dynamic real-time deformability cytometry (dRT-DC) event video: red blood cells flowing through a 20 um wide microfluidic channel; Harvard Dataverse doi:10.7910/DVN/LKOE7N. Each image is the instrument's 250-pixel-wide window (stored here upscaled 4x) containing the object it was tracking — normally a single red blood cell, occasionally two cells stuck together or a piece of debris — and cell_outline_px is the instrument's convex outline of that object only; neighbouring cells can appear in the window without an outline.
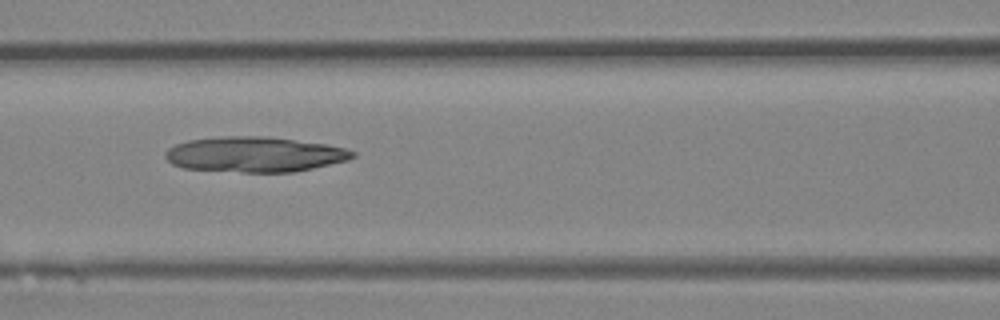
{"species": "Egyptian fruit bat (a non-hibernating species)", "species_latin": "Rousettus aegyptiacus", "temperature_condition": "room temperature", "stored_images_in_passage": 29, "camera_frame_rate_fps": 3000, "um_per_image_px": 0.085, "animal": {"sex": "female"}, "frame": {"image": 1, "passage_image": 11, "time_ms": 3.333, "image_size_px": [1000, 320], "cell_outline_px": [[356, 156], [348, 160], [296, 172], [240, 172], [184, 168], [172, 164], [164, 156], [164, 152], [168, 148], [176, 144], [188, 140], [224, 136], [268, 136], [324, 144], [348, 148], [356, 152]], "centroid_in_image_um": [21.66, 13.12], "position_along_channel_um": 144.9, "area_um2": 38.67}}
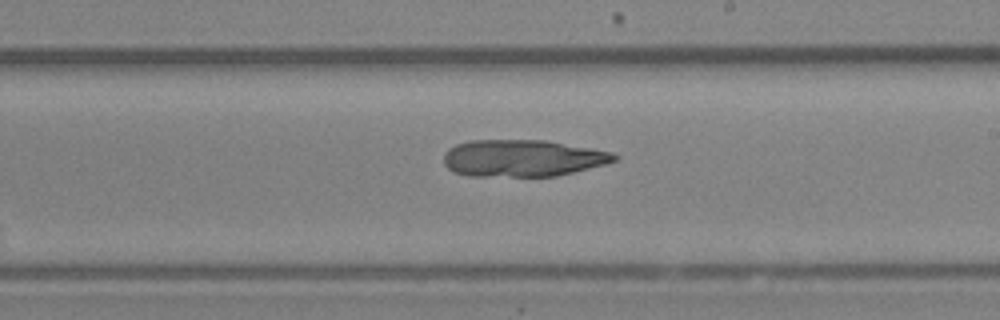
{"frame": {"image": 2, "passage_image": 17, "time_ms": 5.333, "image_size_px": [1000, 320], "cell_outline_px": [[620, 156], [616, 160], [608, 164], [556, 176], [468, 176], [452, 172], [444, 164], [444, 152], [448, 148], [456, 144], [472, 140], [544, 140], [592, 148], [612, 152]], "centroid_in_image_um": [44.42, 13.44], "position_along_channel_um": 244.6, "area_um2": 36.99}}
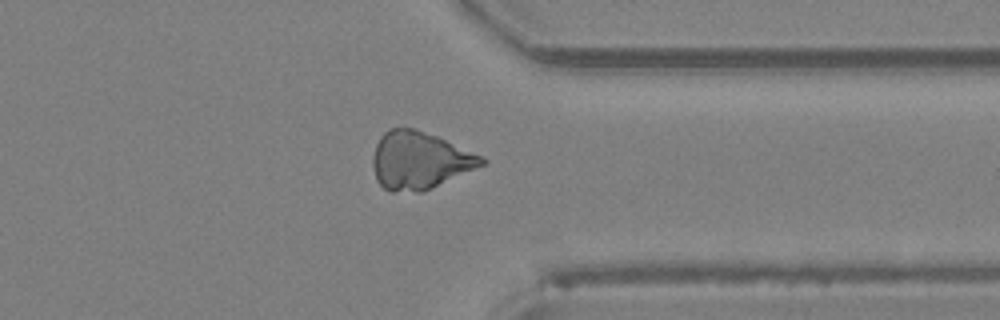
{"frame": {"image": 3, "passage_image": 25, "time_ms": 8.0, "image_size_px": [1000, 320], "cell_outline_px": [[488, 160], [484, 164], [420, 192], [388, 192], [376, 180], [372, 164], [372, 156], [376, 144], [380, 136], [388, 128], [416, 128], [436, 136], [480, 156]], "centroid_in_image_um": [35.57, 13.63], "position_along_channel_um": 375.8, "area_um2": 35.95}}